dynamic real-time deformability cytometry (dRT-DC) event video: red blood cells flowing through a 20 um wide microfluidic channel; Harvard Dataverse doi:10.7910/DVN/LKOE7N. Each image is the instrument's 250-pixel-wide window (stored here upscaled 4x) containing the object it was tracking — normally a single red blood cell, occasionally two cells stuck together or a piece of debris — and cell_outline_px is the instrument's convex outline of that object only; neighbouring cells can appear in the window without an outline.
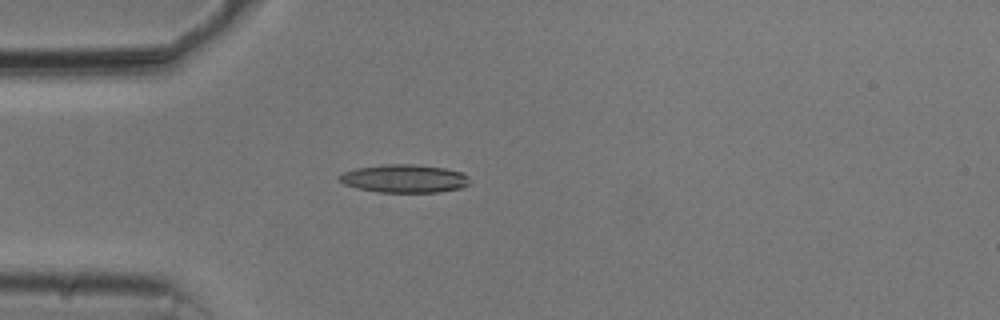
{"species": "common noctule bat (a hibernating species)", "species_latin": "Nyctalus noctula", "temperature_condition": "cold", "stored_images_in_passage": 40, "camera_frame_rate_fps": 3000, "um_per_image_px": 0.085, "animal": {"sex": "male", "body_mass_g": 20.5, "forearm_length_mm": 52.5}, "frame": {"image": 1, "passage_image": 1, "time_ms": 0.0, "image_size_px": [1000, 320], "cell_outline_px": [[464, 184], [456, 188], [432, 192], [384, 192], [360, 188], [348, 184], [340, 180], [340, 176], [348, 172], [360, 168], [440, 168], [460, 172], [464, 176]], "centroid_in_image_um": [34.35, 15.26], "position_along_channel_um": 50.7, "area_um2": 18.38}}
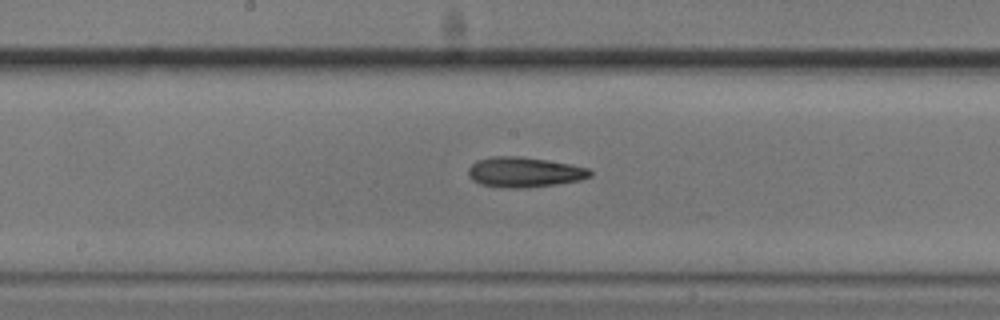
{"frame": {"image": 2, "passage_image": 14, "time_ms": 4.333, "image_size_px": [1000, 320], "cell_outline_px": [[592, 172], [588, 176], [576, 180], [552, 184], [484, 184], [476, 180], [468, 172], [472, 164], [480, 160], [544, 160], [588, 168]], "centroid_in_image_um": [44.68, 14.63], "position_along_channel_um": 203.5, "area_um2": 17.86}}
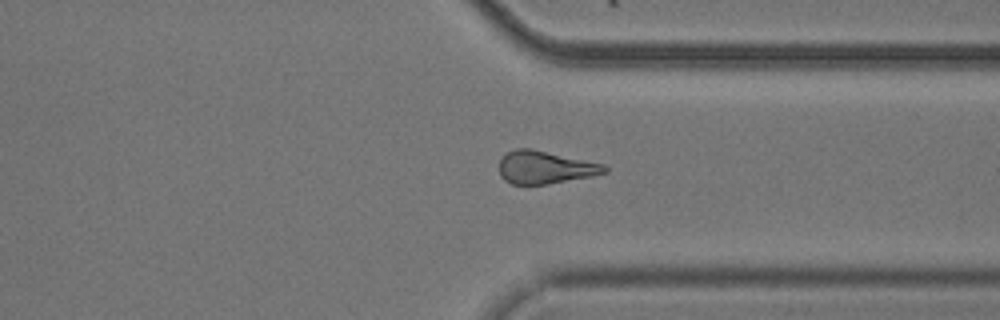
{"frame": {"image": 3, "passage_image": 27, "time_ms": 8.667, "image_size_px": [1000, 320], "cell_outline_px": [[608, 168], [604, 172], [588, 176], [544, 184], [512, 184], [504, 180], [500, 172], [500, 160], [508, 152], [520, 148], [528, 148], [600, 164]], "centroid_in_image_um": [46.24, 14.23], "position_along_channel_um": 365.2, "area_um2": 19.07}}